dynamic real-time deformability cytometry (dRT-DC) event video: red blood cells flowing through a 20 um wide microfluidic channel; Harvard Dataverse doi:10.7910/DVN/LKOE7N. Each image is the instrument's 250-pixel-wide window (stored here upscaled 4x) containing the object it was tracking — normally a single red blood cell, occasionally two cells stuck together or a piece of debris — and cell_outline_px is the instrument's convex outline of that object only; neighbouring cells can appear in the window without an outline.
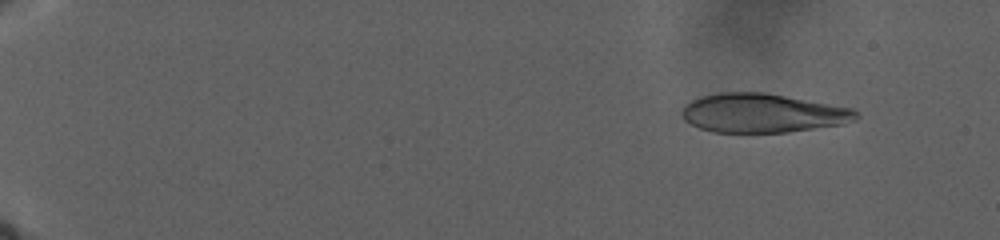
{"species": "human", "species_latin": "Homo sapiens", "temperature_condition": "warm", "stored_images_in_passage": 48, "camera_frame_rate_fps": 3000, "um_per_image_px": 0.085, "donor": {"sex": "male"}, "frame": {"image": 1, "passage_image": 6, "time_ms": 4.667, "image_size_px": [1000, 240], "cell_outline_px": [[860, 116], [856, 120], [840, 124], [788, 132], [712, 132], [700, 128], [684, 120], [680, 112], [684, 104], [700, 96], [720, 92], [764, 92], [856, 108]], "centroid_in_image_um": [64.83, 9.6], "position_along_channel_um": 20.2, "area_um2": 39.82}}
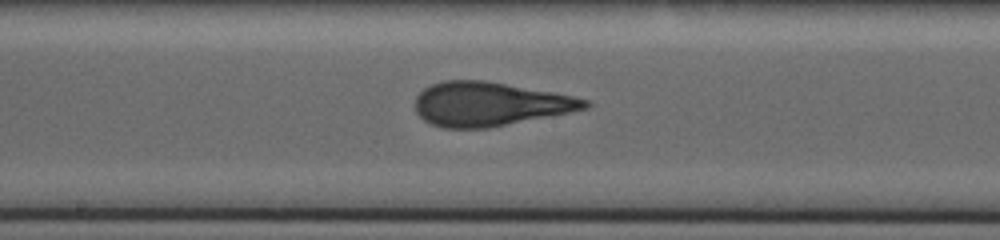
{"frame": {"image": 2, "passage_image": 28, "time_ms": 25.0, "image_size_px": [1000, 240], "cell_outline_px": [[592, 104], [588, 108], [488, 128], [444, 128], [432, 124], [424, 120], [416, 112], [416, 96], [424, 88], [432, 84], [444, 80], [484, 80], [552, 92], [572, 96], [588, 100]], "centroid_in_image_um": [41.59, 8.84], "position_along_channel_um": 206.6, "area_um2": 43.06}}
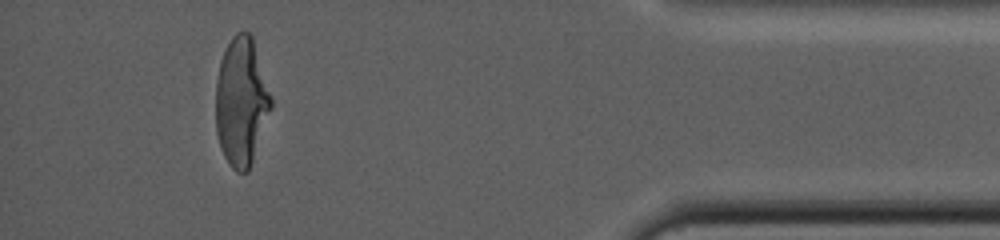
{"frame": {"image": 3, "passage_image": 45, "time_ms": 39.0, "image_size_px": [1000, 240], "cell_outline_px": [[272, 108], [248, 172], [236, 172], [228, 164], [220, 148], [216, 132], [216, 80], [220, 60], [232, 36], [236, 32], [248, 32], [252, 36], [272, 96]], "centroid_in_image_um": [20.51, 8.66], "position_along_channel_um": 414.7, "area_um2": 41.5}}